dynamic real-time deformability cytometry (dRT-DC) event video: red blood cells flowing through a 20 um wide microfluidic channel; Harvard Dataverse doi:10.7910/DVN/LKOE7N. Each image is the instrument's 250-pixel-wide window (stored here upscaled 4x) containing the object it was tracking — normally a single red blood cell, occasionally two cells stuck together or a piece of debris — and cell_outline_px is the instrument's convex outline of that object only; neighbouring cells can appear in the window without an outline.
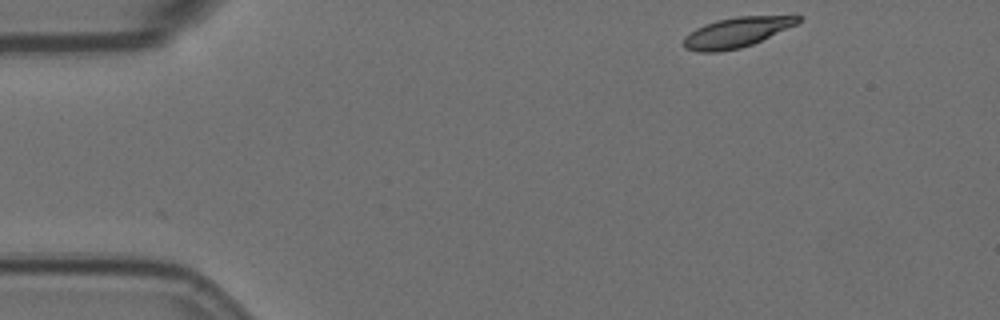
{"species": "Egyptian fruit bat (a non-hibernating species)", "species_latin": "Rousettus aegyptiacus", "temperature_condition": "room temperature", "stored_images_in_passage": 52, "camera_frame_rate_fps": 3000, "um_per_image_px": 0.085, "animal": {"sex": "female"}, "frame": {"image": 1, "passage_image": 1, "time_ms": 0.0, "image_size_px": [1000, 320], "cell_outline_px": [[800, 20], [796, 24], [752, 44], [740, 48], [716, 52], [696, 52], [684, 48], [684, 36], [696, 28], [704, 24], [716, 20], [736, 16], [800, 16]], "centroid_in_image_um": [62.53, 2.75], "position_along_channel_um": 22.5, "area_um2": 19.77}}
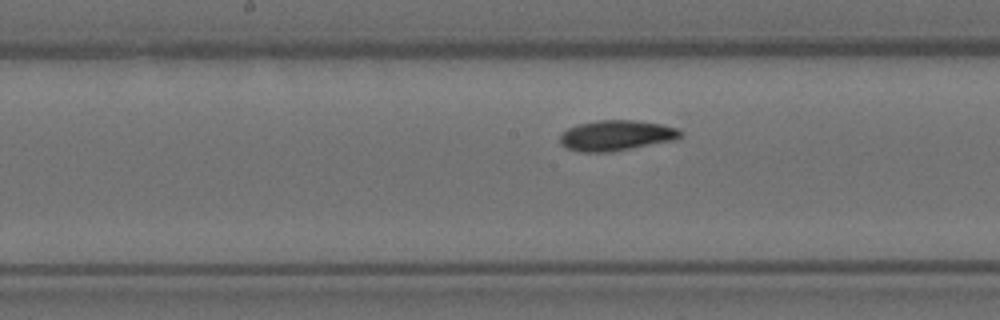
{"frame": {"image": 2, "passage_image": 23, "time_ms": 7.333, "image_size_px": [1000, 320], "cell_outline_px": [[684, 136], [676, 140], [632, 148], [608, 152], [584, 152], [568, 148], [560, 144], [560, 136], [568, 128], [576, 124], [596, 120], [632, 120], [664, 124], [676, 128], [684, 132]], "centroid_in_image_um": [52.43, 11.5], "position_along_channel_um": 195.8, "area_um2": 21.5}}
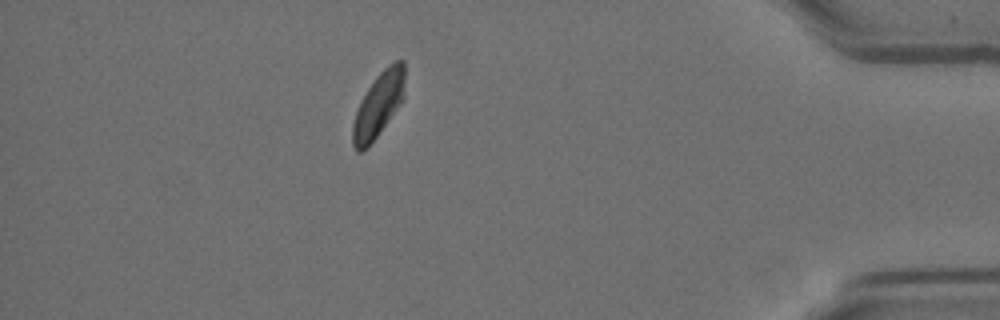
{"frame": {"image": 3, "passage_image": 45, "time_ms": 14.667, "image_size_px": [1000, 320], "cell_outline_px": [[404, 100], [368, 148], [360, 152], [356, 152], [352, 144], [352, 124], [360, 100], [376, 76], [392, 60], [404, 60]], "centroid_in_image_um": [32.17, 8.92], "position_along_channel_um": 403.0, "area_um2": 19.88}, "authors_computed_cell_mechanics": {"area_um2": 20.6057, "velocity_mm_per_s": 3.4558, "shape_relaxation_time_tau1_ms": 2.8434, "shape_relaxation_time_tau2_ms": 2.1862, "deformation_change_tau1": 0.131, "deformation_change_tau2": 0.0418}}